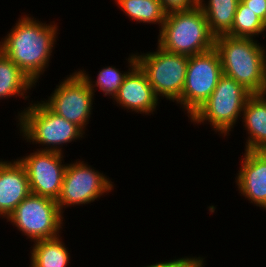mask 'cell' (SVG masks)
Returning a JSON list of instances; mask_svg holds the SVG:
<instances>
[{
    "mask_svg": "<svg viewBox=\"0 0 266 267\" xmlns=\"http://www.w3.org/2000/svg\"><path fill=\"white\" fill-rule=\"evenodd\" d=\"M127 61L129 65V70L127 72L121 73L119 69H116L112 66H107L106 68L104 67L98 72V76L96 78L97 80L95 82L91 81L92 78L85 70H80L77 72L86 80L93 93L96 92V89L94 88L98 87L105 96H111L110 98L113 99L114 96L118 93L120 86L123 84L124 78L126 77L128 72L137 64L136 53L131 54Z\"/></svg>",
    "mask_w": 266,
    "mask_h": 267,
    "instance_id": "ffe728a7",
    "label": "cell"
},
{
    "mask_svg": "<svg viewBox=\"0 0 266 267\" xmlns=\"http://www.w3.org/2000/svg\"><path fill=\"white\" fill-rule=\"evenodd\" d=\"M7 219L35 242L60 236L64 217L56 200L30 193Z\"/></svg>",
    "mask_w": 266,
    "mask_h": 267,
    "instance_id": "52a82bcc",
    "label": "cell"
},
{
    "mask_svg": "<svg viewBox=\"0 0 266 267\" xmlns=\"http://www.w3.org/2000/svg\"><path fill=\"white\" fill-rule=\"evenodd\" d=\"M214 45L215 37L198 5L188 10L167 13L159 30L158 46L171 53L192 56L207 52Z\"/></svg>",
    "mask_w": 266,
    "mask_h": 267,
    "instance_id": "3957f363",
    "label": "cell"
},
{
    "mask_svg": "<svg viewBox=\"0 0 266 267\" xmlns=\"http://www.w3.org/2000/svg\"><path fill=\"white\" fill-rule=\"evenodd\" d=\"M251 95L243 85L223 74L210 97L189 119L194 124L208 121L216 133L225 137L242 116Z\"/></svg>",
    "mask_w": 266,
    "mask_h": 267,
    "instance_id": "5b68a950",
    "label": "cell"
},
{
    "mask_svg": "<svg viewBox=\"0 0 266 267\" xmlns=\"http://www.w3.org/2000/svg\"><path fill=\"white\" fill-rule=\"evenodd\" d=\"M62 237L44 239L33 242L30 257L31 267H66L69 265L70 254Z\"/></svg>",
    "mask_w": 266,
    "mask_h": 267,
    "instance_id": "ac0fdd59",
    "label": "cell"
},
{
    "mask_svg": "<svg viewBox=\"0 0 266 267\" xmlns=\"http://www.w3.org/2000/svg\"><path fill=\"white\" fill-rule=\"evenodd\" d=\"M30 193L23 164L18 159L12 162L0 160V217L8 218Z\"/></svg>",
    "mask_w": 266,
    "mask_h": 267,
    "instance_id": "4fadbf2b",
    "label": "cell"
},
{
    "mask_svg": "<svg viewBox=\"0 0 266 267\" xmlns=\"http://www.w3.org/2000/svg\"><path fill=\"white\" fill-rule=\"evenodd\" d=\"M159 99L156 97L145 72L136 64L124 78L118 93L114 96L117 102L127 111L131 110L140 114H154Z\"/></svg>",
    "mask_w": 266,
    "mask_h": 267,
    "instance_id": "7c38bea8",
    "label": "cell"
},
{
    "mask_svg": "<svg viewBox=\"0 0 266 267\" xmlns=\"http://www.w3.org/2000/svg\"><path fill=\"white\" fill-rule=\"evenodd\" d=\"M34 85L32 80L0 50V100L14 95L26 100L29 98L26 94Z\"/></svg>",
    "mask_w": 266,
    "mask_h": 267,
    "instance_id": "e0dca14e",
    "label": "cell"
},
{
    "mask_svg": "<svg viewBox=\"0 0 266 267\" xmlns=\"http://www.w3.org/2000/svg\"><path fill=\"white\" fill-rule=\"evenodd\" d=\"M90 167L81 160L67 164L61 192L56 200L62 214L63 208L92 203L113 190V182Z\"/></svg>",
    "mask_w": 266,
    "mask_h": 267,
    "instance_id": "9c48e42d",
    "label": "cell"
},
{
    "mask_svg": "<svg viewBox=\"0 0 266 267\" xmlns=\"http://www.w3.org/2000/svg\"><path fill=\"white\" fill-rule=\"evenodd\" d=\"M243 157L235 184L250 203L266 210V162L256 151L245 150Z\"/></svg>",
    "mask_w": 266,
    "mask_h": 267,
    "instance_id": "5bb4252c",
    "label": "cell"
},
{
    "mask_svg": "<svg viewBox=\"0 0 266 267\" xmlns=\"http://www.w3.org/2000/svg\"><path fill=\"white\" fill-rule=\"evenodd\" d=\"M63 158L62 153L38 150L18 158L25 167L31 193L57 200L67 166Z\"/></svg>",
    "mask_w": 266,
    "mask_h": 267,
    "instance_id": "8fae6325",
    "label": "cell"
},
{
    "mask_svg": "<svg viewBox=\"0 0 266 267\" xmlns=\"http://www.w3.org/2000/svg\"><path fill=\"white\" fill-rule=\"evenodd\" d=\"M263 24H264V30L266 31V13H265V18H264Z\"/></svg>",
    "mask_w": 266,
    "mask_h": 267,
    "instance_id": "484cf974",
    "label": "cell"
},
{
    "mask_svg": "<svg viewBox=\"0 0 266 267\" xmlns=\"http://www.w3.org/2000/svg\"><path fill=\"white\" fill-rule=\"evenodd\" d=\"M263 20L259 18L240 0L237 5L236 13L231 31L227 34L233 37L252 38L264 34Z\"/></svg>",
    "mask_w": 266,
    "mask_h": 267,
    "instance_id": "44dd1931",
    "label": "cell"
},
{
    "mask_svg": "<svg viewBox=\"0 0 266 267\" xmlns=\"http://www.w3.org/2000/svg\"><path fill=\"white\" fill-rule=\"evenodd\" d=\"M222 75L221 59L215 48L188 56L185 85L177 102L187 111L188 118L210 97Z\"/></svg>",
    "mask_w": 266,
    "mask_h": 267,
    "instance_id": "ba28073f",
    "label": "cell"
},
{
    "mask_svg": "<svg viewBox=\"0 0 266 267\" xmlns=\"http://www.w3.org/2000/svg\"><path fill=\"white\" fill-rule=\"evenodd\" d=\"M164 10L169 13L194 8L198 0H160Z\"/></svg>",
    "mask_w": 266,
    "mask_h": 267,
    "instance_id": "603a6c76",
    "label": "cell"
},
{
    "mask_svg": "<svg viewBox=\"0 0 266 267\" xmlns=\"http://www.w3.org/2000/svg\"><path fill=\"white\" fill-rule=\"evenodd\" d=\"M118 7L126 13L131 20L138 23L159 24L162 27L167 12L160 0H115Z\"/></svg>",
    "mask_w": 266,
    "mask_h": 267,
    "instance_id": "d6986e66",
    "label": "cell"
},
{
    "mask_svg": "<svg viewBox=\"0 0 266 267\" xmlns=\"http://www.w3.org/2000/svg\"><path fill=\"white\" fill-rule=\"evenodd\" d=\"M20 134L27 142L47 146L38 151L62 153L64 144L84 138L85 131L53 112L42 100L30 103L29 107L18 112ZM58 145V146H57Z\"/></svg>",
    "mask_w": 266,
    "mask_h": 267,
    "instance_id": "277c9868",
    "label": "cell"
},
{
    "mask_svg": "<svg viewBox=\"0 0 266 267\" xmlns=\"http://www.w3.org/2000/svg\"><path fill=\"white\" fill-rule=\"evenodd\" d=\"M247 9L255 13L259 18L264 21L266 13V0H241Z\"/></svg>",
    "mask_w": 266,
    "mask_h": 267,
    "instance_id": "cb8c5ba5",
    "label": "cell"
},
{
    "mask_svg": "<svg viewBox=\"0 0 266 267\" xmlns=\"http://www.w3.org/2000/svg\"><path fill=\"white\" fill-rule=\"evenodd\" d=\"M240 0H198L197 5L206 16L211 34L216 38L227 35L232 28ZM206 2V3H205Z\"/></svg>",
    "mask_w": 266,
    "mask_h": 267,
    "instance_id": "2e32d148",
    "label": "cell"
},
{
    "mask_svg": "<svg viewBox=\"0 0 266 267\" xmlns=\"http://www.w3.org/2000/svg\"><path fill=\"white\" fill-rule=\"evenodd\" d=\"M266 93L252 94L246 101L242 115L244 130L248 132L245 150L256 151L266 146Z\"/></svg>",
    "mask_w": 266,
    "mask_h": 267,
    "instance_id": "9a60e30c",
    "label": "cell"
},
{
    "mask_svg": "<svg viewBox=\"0 0 266 267\" xmlns=\"http://www.w3.org/2000/svg\"><path fill=\"white\" fill-rule=\"evenodd\" d=\"M53 92L43 102L53 112L84 131L89 124L95 95L86 80L75 71L63 79Z\"/></svg>",
    "mask_w": 266,
    "mask_h": 267,
    "instance_id": "30bf717a",
    "label": "cell"
},
{
    "mask_svg": "<svg viewBox=\"0 0 266 267\" xmlns=\"http://www.w3.org/2000/svg\"><path fill=\"white\" fill-rule=\"evenodd\" d=\"M205 258L201 257H186L168 261L158 262L144 267H200L204 263ZM143 267V266H142Z\"/></svg>",
    "mask_w": 266,
    "mask_h": 267,
    "instance_id": "7402d4cb",
    "label": "cell"
},
{
    "mask_svg": "<svg viewBox=\"0 0 266 267\" xmlns=\"http://www.w3.org/2000/svg\"><path fill=\"white\" fill-rule=\"evenodd\" d=\"M256 152L262 157V159L266 162V146L260 147Z\"/></svg>",
    "mask_w": 266,
    "mask_h": 267,
    "instance_id": "d4e9b609",
    "label": "cell"
},
{
    "mask_svg": "<svg viewBox=\"0 0 266 267\" xmlns=\"http://www.w3.org/2000/svg\"><path fill=\"white\" fill-rule=\"evenodd\" d=\"M157 47L155 52L137 53V64L145 72L158 99L165 97L178 102L185 85L188 56Z\"/></svg>",
    "mask_w": 266,
    "mask_h": 267,
    "instance_id": "8992f818",
    "label": "cell"
},
{
    "mask_svg": "<svg viewBox=\"0 0 266 267\" xmlns=\"http://www.w3.org/2000/svg\"><path fill=\"white\" fill-rule=\"evenodd\" d=\"M2 38L0 50L12 60L35 84L49 66L55 48L58 26L46 24L23 15Z\"/></svg>",
    "mask_w": 266,
    "mask_h": 267,
    "instance_id": "6da1fadb",
    "label": "cell"
},
{
    "mask_svg": "<svg viewBox=\"0 0 266 267\" xmlns=\"http://www.w3.org/2000/svg\"><path fill=\"white\" fill-rule=\"evenodd\" d=\"M255 39L221 35L215 38L223 74L252 94L266 93V49ZM260 44V45H259Z\"/></svg>",
    "mask_w": 266,
    "mask_h": 267,
    "instance_id": "7a4b0ae2",
    "label": "cell"
}]
</instances>
